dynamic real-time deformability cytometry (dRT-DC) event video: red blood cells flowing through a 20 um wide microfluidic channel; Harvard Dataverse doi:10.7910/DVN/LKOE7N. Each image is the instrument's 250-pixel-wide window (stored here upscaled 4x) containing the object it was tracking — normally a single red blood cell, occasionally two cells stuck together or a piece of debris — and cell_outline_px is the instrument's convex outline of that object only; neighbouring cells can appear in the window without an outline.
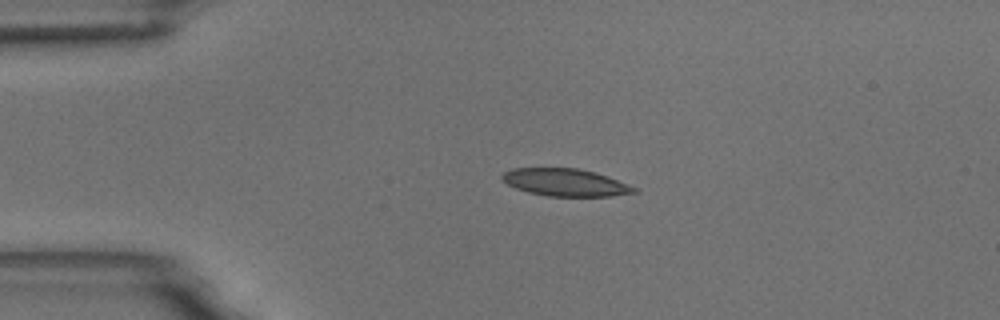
{"species": "common noctule bat (a hibernating species)", "species_latin": "Nyctalus noctula", "temperature_condition": "room temperature", "stored_images_in_passage": 2, "camera_frame_rate_fps": 3000, "um_per_image_px": 0.085, "animal": {"sex": "male", "body_mass_g": 18.8}, "frame": {"image": 1, "passage_image": 1, "time_ms": 0.0, "image_size_px": [1000, 320], "cell_outline_px": [[640, 192], [612, 196], [548, 196], [528, 192], [516, 188], [508, 184], [500, 176], [504, 172], [512, 168], [576, 168], [592, 172], [616, 180], [636, 188]], "centroid_in_image_um": [48.03, 15.51], "position_along_channel_um": 37.0, "area_um2": 20.75}}